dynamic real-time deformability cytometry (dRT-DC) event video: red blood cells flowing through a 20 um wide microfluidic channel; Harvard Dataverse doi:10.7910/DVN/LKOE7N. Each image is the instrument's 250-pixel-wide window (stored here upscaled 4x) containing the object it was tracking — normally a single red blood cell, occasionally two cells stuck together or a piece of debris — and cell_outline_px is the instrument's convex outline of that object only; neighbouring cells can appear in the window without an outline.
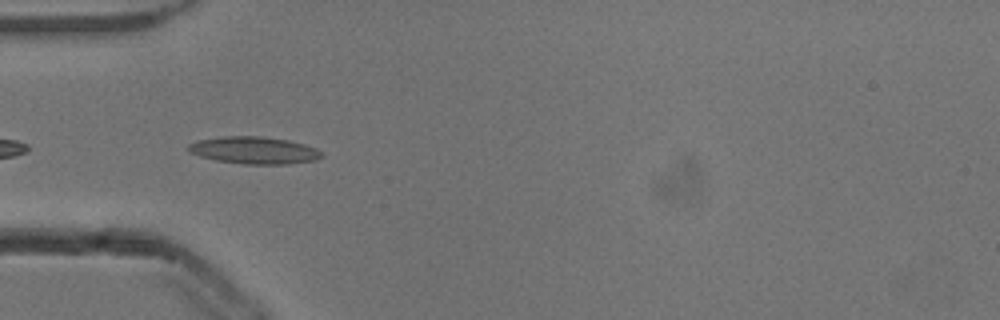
{"species": "common noctule bat (a hibernating species)", "species_latin": "Nyctalus noctula", "temperature_condition": "cold", "stored_images_in_passage": 38, "camera_frame_rate_fps": 3000, "um_per_image_px": 0.085, "animal": {"sex": "male", "body_mass_g": 13.3}, "frame": {"image": 1, "passage_image": 2, "time_ms": 0.333, "image_size_px": [1000, 320], "cell_outline_px": [[324, 156], [316, 160], [288, 164], [244, 164], [216, 160], [200, 156], [188, 152], [188, 144], [196, 140], [224, 136], [260, 136], [288, 140], [304, 144], [316, 148], [324, 152]], "centroid_in_image_um": [21.62, 12.77], "position_along_channel_um": 63.4, "area_um2": 21.27}}
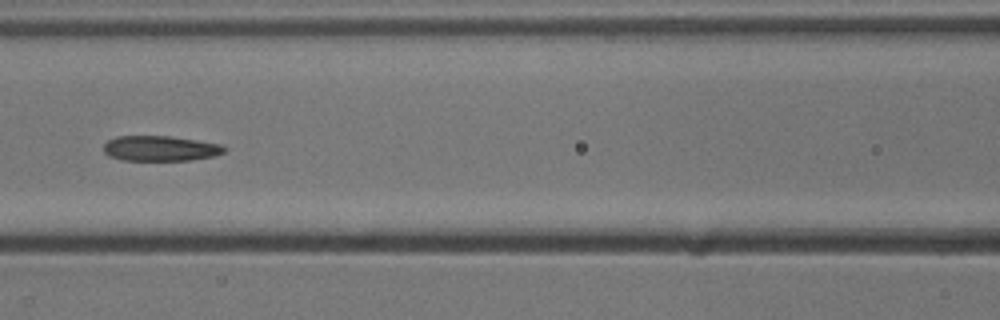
{"frame": {"image": 2, "passage_image": 9, "time_ms": 2.667, "image_size_px": [1000, 320], "cell_outline_px": [[228, 148], [224, 152], [216, 156], [192, 160], [124, 160], [108, 156], [104, 152], [104, 144], [108, 140], [116, 136], [172, 136], [220, 144]], "centroid_in_image_um": [13.64, 12.61], "position_along_channel_um": 153.0, "area_um2": 17.86}}
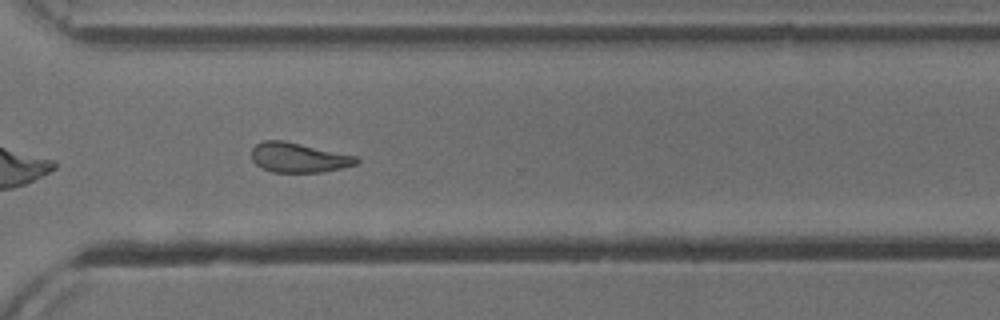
{"frame": {"image": 3, "passage_image": 24, "time_ms": 7.667, "image_size_px": [1000, 320], "cell_outline_px": [[360, 160], [356, 164], [340, 168], [320, 172], [272, 172], [260, 168], [252, 160], [252, 148], [256, 144], [264, 140], [284, 140], [356, 156]], "centroid_in_image_um": [25.34, 13.39], "position_along_channel_um": 345.3, "area_um2": 18.09}, "authors_computed_cell_mechanics": {"area_um2": 18.6116, "velocity_mm_per_s": 3.8645, "shape_relaxation_time_tau1_ms": 6.9331, "shape_relaxation_time_tau2_ms": 7.0288, "deformation_change_tau1": 0.1685, "deformation_change_tau2": 0.1693}}